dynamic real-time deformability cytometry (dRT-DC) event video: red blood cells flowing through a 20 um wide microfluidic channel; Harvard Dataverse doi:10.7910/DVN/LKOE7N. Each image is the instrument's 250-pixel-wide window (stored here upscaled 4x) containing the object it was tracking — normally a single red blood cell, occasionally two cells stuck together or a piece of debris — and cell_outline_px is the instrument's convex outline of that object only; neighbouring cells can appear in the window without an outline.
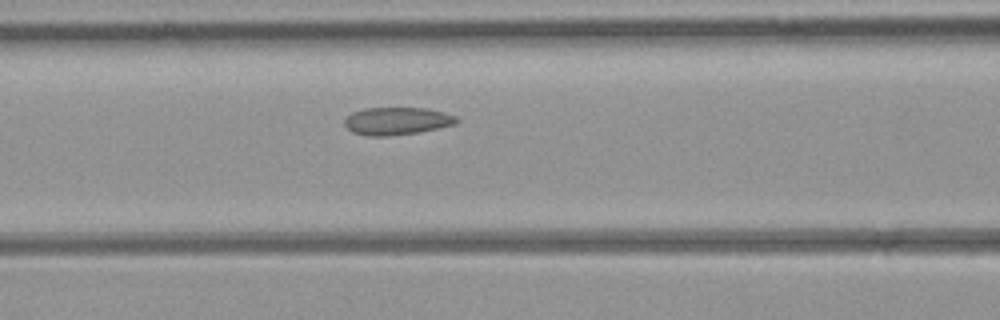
{"species": "common noctule bat (a hibernating species)", "species_latin": "Nyctalus noctula", "temperature_condition": "room temperature", "stored_images_in_passage": 5, "camera_frame_rate_fps": 3000, "um_per_image_px": 0.085, "animal": {"sex": "female", "body_mass_g": 21.9}, "frame": {"image": 1, "passage_image": 5, "time_ms": 5.667, "image_size_px": [1000, 320], "cell_outline_px": [[460, 120], [456, 124], [420, 132], [388, 136], [368, 136], [352, 132], [344, 124], [344, 120], [352, 112], [364, 108], [428, 108], [444, 112], [456, 116]], "centroid_in_image_um": [33.76, 10.28], "position_along_channel_um": 132.8, "area_um2": 18.15}}